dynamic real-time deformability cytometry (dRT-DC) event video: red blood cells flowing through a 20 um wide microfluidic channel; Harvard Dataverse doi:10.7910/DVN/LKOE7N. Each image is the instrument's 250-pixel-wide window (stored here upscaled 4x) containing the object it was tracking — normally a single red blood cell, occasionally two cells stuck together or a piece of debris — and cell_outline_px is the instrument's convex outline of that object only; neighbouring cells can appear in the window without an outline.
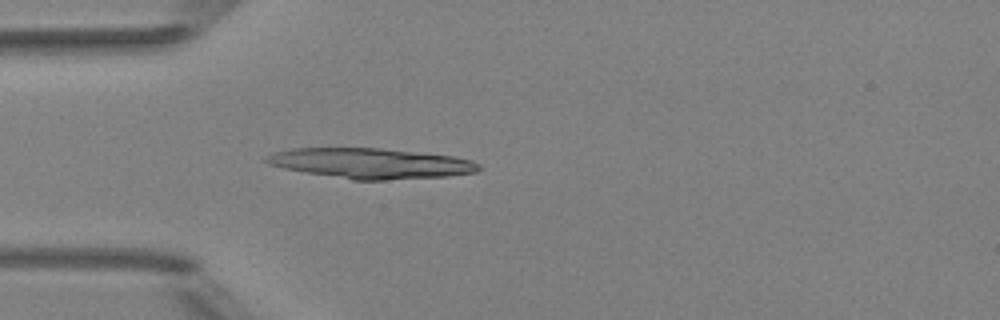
{"species": "Egyptian fruit bat (a non-hibernating species)", "species_latin": "Rousettus aegyptiacus", "temperature_condition": "room temperature", "stored_images_in_passage": 3, "camera_frame_rate_fps": 3000, "um_per_image_px": 0.085, "animal": {"sex": "female"}, "frame": {"image": 1, "passage_image": 3, "time_ms": 3.333, "image_size_px": [1000, 320], "cell_outline_px": [[480, 168], [476, 172], [448, 176], [384, 180], [352, 180], [304, 172], [284, 168], [268, 164], [264, 160], [264, 156], [276, 152], [292, 148], [380, 148], [452, 156], [472, 160], [480, 164]], "centroid_in_image_um": [31.5, 13.89], "position_along_channel_um": 53.5, "area_um2": 37.45}}